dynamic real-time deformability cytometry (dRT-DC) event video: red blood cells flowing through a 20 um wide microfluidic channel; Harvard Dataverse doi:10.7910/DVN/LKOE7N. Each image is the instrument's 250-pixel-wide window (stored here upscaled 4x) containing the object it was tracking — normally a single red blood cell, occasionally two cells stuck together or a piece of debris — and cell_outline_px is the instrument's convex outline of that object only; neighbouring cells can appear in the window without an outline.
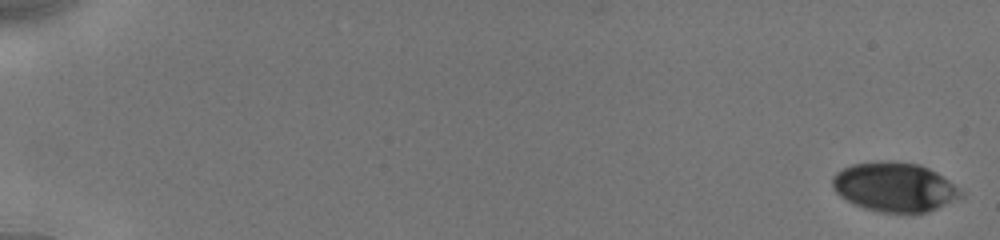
{"species": "human", "species_latin": "Homo sapiens", "temperature_condition": "cold", "stored_images_in_passage": 22, "camera_frame_rate_fps": 3000, "um_per_image_px": 0.085, "donor": {"sex": "male"}, "frame": {"image": 1, "passage_image": 1, "time_ms": 0.0, "image_size_px": [1000, 240], "cell_outline_px": [[964, 196], [928, 212], [880, 212], [864, 208], [840, 196], [832, 188], [832, 176], [836, 172], [852, 164], [884, 160], [892, 160], [920, 164], [936, 172], [948, 180], [964, 192]], "centroid_in_image_um": [76.03, 15.88], "position_along_channel_um": 9.0, "area_um2": 36.88}}
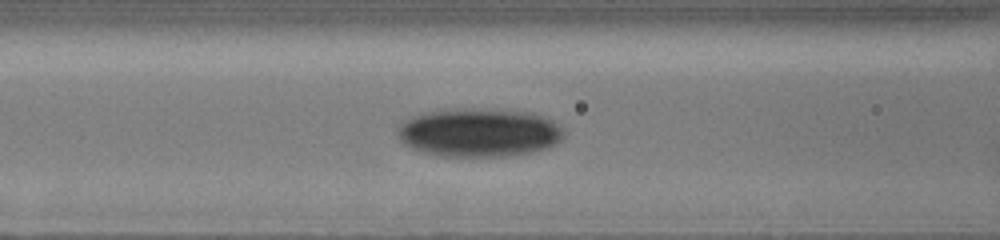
{"frame": {"image": 2, "passage_image": 20, "time_ms": 8.0, "image_size_px": [1000, 240], "cell_outline_px": [[564, 136], [556, 144], [548, 148], [532, 152], [508, 156], [440, 156], [420, 152], [404, 144], [400, 140], [396, 132], [396, 124], [412, 116], [424, 112], [460, 108], [472, 108], [532, 112], [552, 120], [564, 128]], "centroid_in_image_um": [40.69, 11.26], "position_along_channel_um": 125.9, "area_um2": 47.69}}
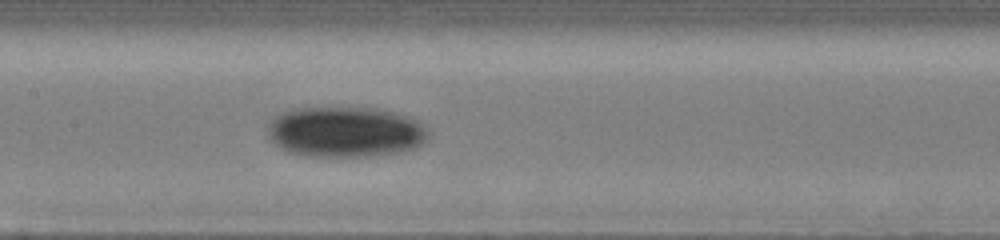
{"frame": {"image": 3, "passage_image": 22, "time_ms": 9.333, "image_size_px": [1000, 240], "cell_outline_px": [[428, 136], [416, 148], [400, 152], [368, 156], [304, 156], [288, 152], [280, 148], [268, 136], [268, 124], [280, 112], [296, 108], [376, 108], [396, 112], [420, 120], [428, 132]], "centroid_in_image_um": [29.36, 11.21], "position_along_channel_um": 178.0, "area_um2": 47.51}}